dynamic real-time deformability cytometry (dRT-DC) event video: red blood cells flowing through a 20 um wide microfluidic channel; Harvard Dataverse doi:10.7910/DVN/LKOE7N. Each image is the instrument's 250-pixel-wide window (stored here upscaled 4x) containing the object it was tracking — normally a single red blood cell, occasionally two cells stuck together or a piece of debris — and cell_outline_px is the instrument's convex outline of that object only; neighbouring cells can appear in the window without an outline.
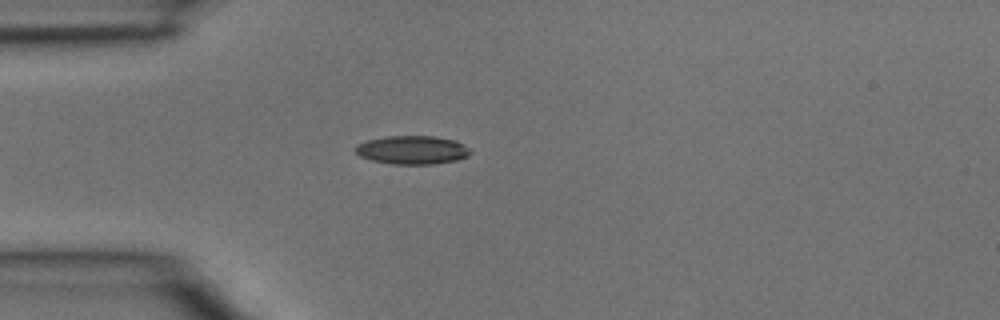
{"species": "common noctule bat (a hibernating species)", "species_latin": "Nyctalus noctula", "temperature_condition": "room temperature", "stored_images_in_passage": 3, "camera_frame_rate_fps": 3000, "um_per_image_px": 0.085, "animal": {"sex": "male", "body_mass_g": 15.6}, "frame": {"image": 1, "passage_image": 3, "time_ms": 0.667, "image_size_px": [1000, 320], "cell_outline_px": [[472, 152], [468, 156], [456, 160], [432, 164], [392, 164], [372, 160], [360, 156], [356, 152], [356, 148], [360, 144], [368, 140], [388, 136], [432, 136], [456, 140], [464, 144]], "centroid_in_image_um": [35.09, 12.75], "position_along_channel_um": 49.9, "area_um2": 18.9}}